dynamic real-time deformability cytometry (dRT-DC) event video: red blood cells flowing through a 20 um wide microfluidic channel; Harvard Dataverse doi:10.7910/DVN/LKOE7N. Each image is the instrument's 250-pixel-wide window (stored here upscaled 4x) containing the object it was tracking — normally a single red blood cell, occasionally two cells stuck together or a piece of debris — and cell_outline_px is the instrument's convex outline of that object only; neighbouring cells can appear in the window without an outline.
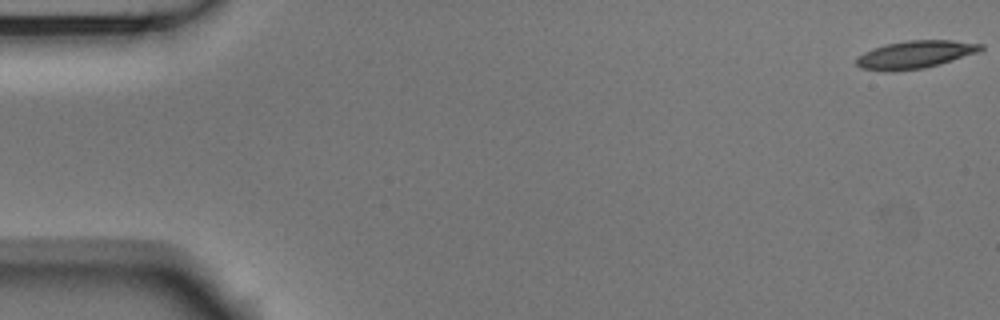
{"species": "Egyptian fruit bat (a non-hibernating species)", "species_latin": "Rousettus aegyptiacus", "temperature_condition": "room temperature", "stored_images_in_passage": 48, "camera_frame_rate_fps": 3000, "um_per_image_px": 0.085, "animal": {"sex": "male"}, "frame": {"image": 1, "passage_image": 1, "time_ms": 0.0, "image_size_px": [1000, 320], "cell_outline_px": [[984, 48], [980, 52], [940, 64], [924, 68], [892, 72], [860, 68], [856, 64], [856, 56], [872, 48], [884, 44], [908, 40], [952, 40], [984, 44]], "centroid_in_image_um": [77.79, 4.63], "position_along_channel_um": 7.2, "area_um2": 20.4}}
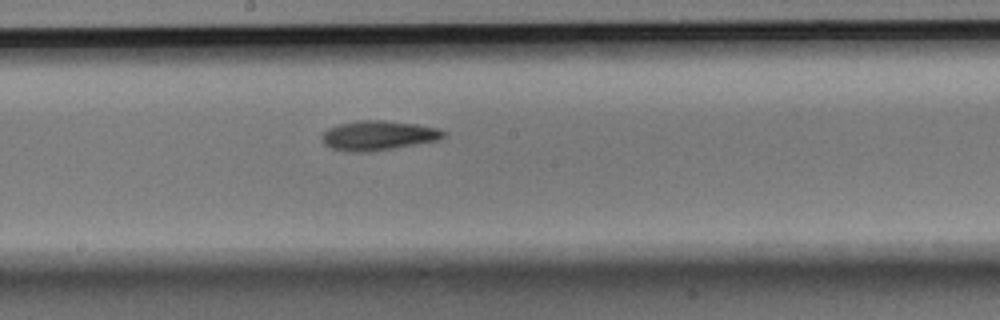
{"frame": {"image": 2, "passage_image": 29, "time_ms": 9.333, "image_size_px": [1000, 320], "cell_outline_px": [[448, 132], [440, 140], [392, 148], [364, 152], [352, 152], [332, 148], [324, 144], [320, 136], [328, 128], [340, 124], [360, 120], [384, 120], [416, 124], [436, 128]], "centroid_in_image_um": [32.15, 11.51], "position_along_channel_um": 216.0, "area_um2": 20.81}}
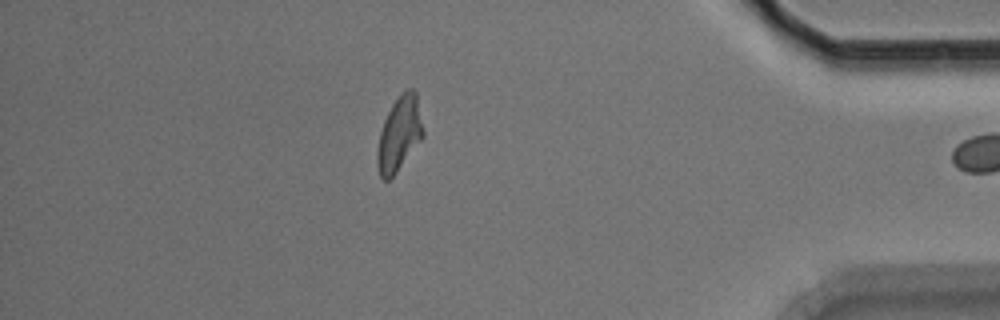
{"frame": {"image": 3, "passage_image": 47, "time_ms": 15.333, "image_size_px": [1000, 320], "cell_outline_px": [[424, 136], [396, 172], [388, 180], [384, 180], [380, 176], [376, 164], [376, 152], [380, 132], [384, 120], [392, 104], [400, 92], [408, 88], [412, 88], [416, 92], [424, 132]], "centroid_in_image_um": [33.93, 11.36], "position_along_channel_um": 401.3, "area_um2": 19.88}}